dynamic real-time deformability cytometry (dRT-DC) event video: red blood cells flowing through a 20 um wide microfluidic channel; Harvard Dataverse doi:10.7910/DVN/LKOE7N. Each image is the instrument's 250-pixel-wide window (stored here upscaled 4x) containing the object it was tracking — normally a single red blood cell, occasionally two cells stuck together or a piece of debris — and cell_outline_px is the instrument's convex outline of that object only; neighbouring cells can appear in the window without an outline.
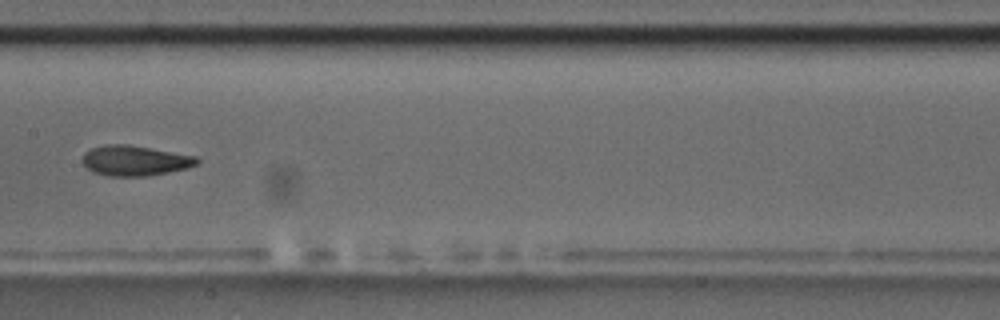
{"species": "common noctule bat (a hibernating species)", "species_latin": "Nyctalus noctula", "temperature_condition": "room temperature", "stored_images_in_passage": 9, "camera_frame_rate_fps": 3000, "um_per_image_px": 0.085, "animal": {"sex": "male", "body_mass_g": 17.5, "forearm_length_mm": 52.3}, "frame": {"image": 1, "passage_image": 8, "time_ms": 8.0, "image_size_px": [1000, 320], "cell_outline_px": [[200, 160], [196, 164], [184, 168], [168, 172], [148, 176], [108, 176], [92, 172], [80, 160], [84, 152], [92, 148], [104, 144], [128, 144], [196, 156]], "centroid_in_image_um": [11.41, 13.65], "position_along_channel_um": 196.0, "area_um2": 20.17}}
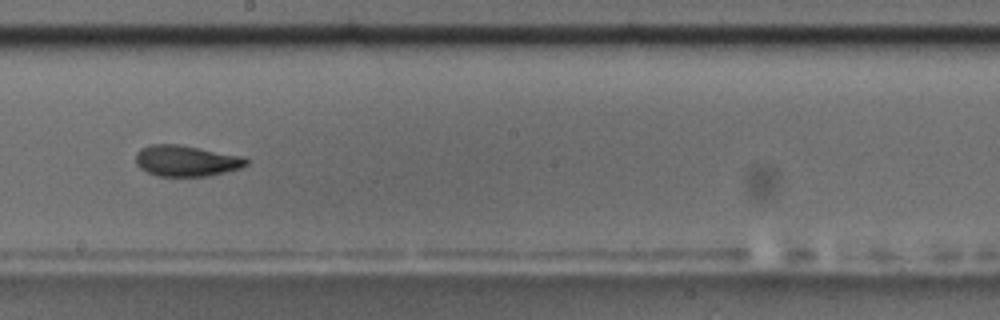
{"frame": {"image": 2, "passage_image": 9, "time_ms": 9.0, "image_size_px": [1000, 320], "cell_outline_px": [[248, 164], [240, 168], [208, 176], [156, 176], [140, 168], [136, 164], [136, 152], [140, 148], [152, 144], [180, 144], [244, 156], [248, 160]], "centroid_in_image_um": [15.83, 13.66], "position_along_channel_um": 232.4, "area_um2": 20.11}}